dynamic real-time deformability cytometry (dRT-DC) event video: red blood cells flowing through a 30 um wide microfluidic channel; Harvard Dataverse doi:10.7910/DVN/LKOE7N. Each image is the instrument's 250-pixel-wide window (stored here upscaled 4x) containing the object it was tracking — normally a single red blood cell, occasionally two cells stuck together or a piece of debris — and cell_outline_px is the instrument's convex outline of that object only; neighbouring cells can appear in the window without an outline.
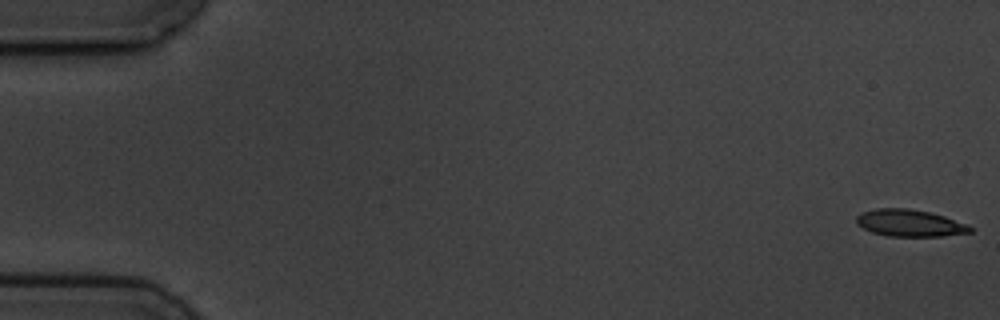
{"species": "common noctule bat (a hibernating species)", "species_latin": "Nyctalus noctula", "temperature_condition": "cold", "stored_images_in_passage": 7, "camera_frame_rate_fps": 3000, "um_per_image_px": 0.085, "animal": {"sex": "male", "body_mass_g": 19.5, "forearm_length_mm": 54.6}, "frame": {"image": 1, "passage_image": 1, "time_ms": 0.0, "image_size_px": [1000, 320], "cell_outline_px": [[972, 232], [944, 236], [888, 236], [872, 232], [856, 224], [856, 216], [860, 212], [876, 208], [908, 208], [928, 212], [944, 216], [968, 224], [972, 228]], "centroid_in_image_um": [77.31, 18.95], "position_along_channel_um": 7.7, "area_um2": 17.92}}
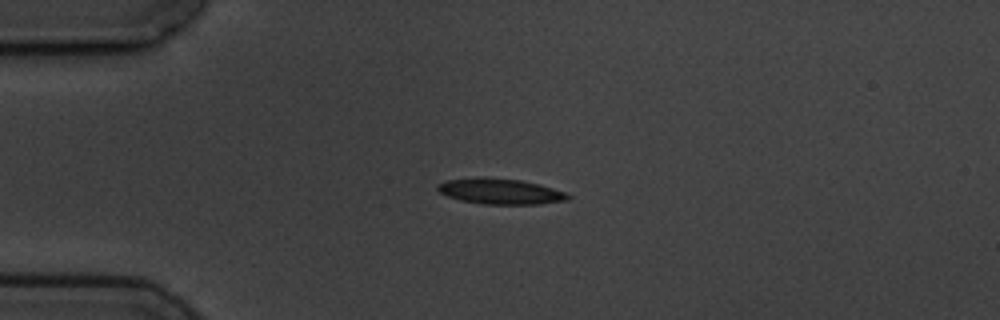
{"frame": {"image": 2, "passage_image": 5, "time_ms": 4.333, "image_size_px": [1000, 320], "cell_outline_px": [[572, 196], [568, 200], [540, 204], [484, 204], [460, 200], [448, 196], [440, 192], [436, 188], [436, 184], [444, 180], [476, 176], [484, 176], [520, 180], [540, 184], [564, 192]], "centroid_in_image_um": [42.48, 16.24], "position_along_channel_um": 42.5, "area_um2": 19.77}}
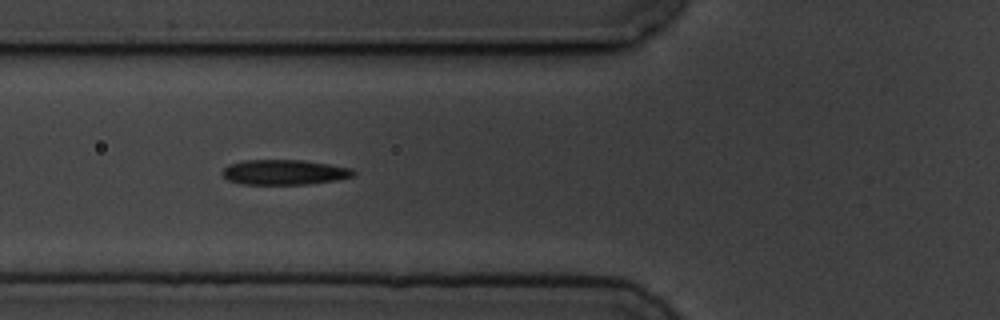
{"frame": {"image": 3, "passage_image": 7, "time_ms": 6.667, "image_size_px": [1000, 320], "cell_outline_px": [[356, 172], [352, 176], [336, 180], [308, 184], [240, 184], [228, 180], [220, 172], [228, 164], [244, 160], [304, 160], [352, 168]], "centroid_in_image_um": [24.14, 14.63], "position_along_channel_um": 101.7, "area_um2": 19.19}}